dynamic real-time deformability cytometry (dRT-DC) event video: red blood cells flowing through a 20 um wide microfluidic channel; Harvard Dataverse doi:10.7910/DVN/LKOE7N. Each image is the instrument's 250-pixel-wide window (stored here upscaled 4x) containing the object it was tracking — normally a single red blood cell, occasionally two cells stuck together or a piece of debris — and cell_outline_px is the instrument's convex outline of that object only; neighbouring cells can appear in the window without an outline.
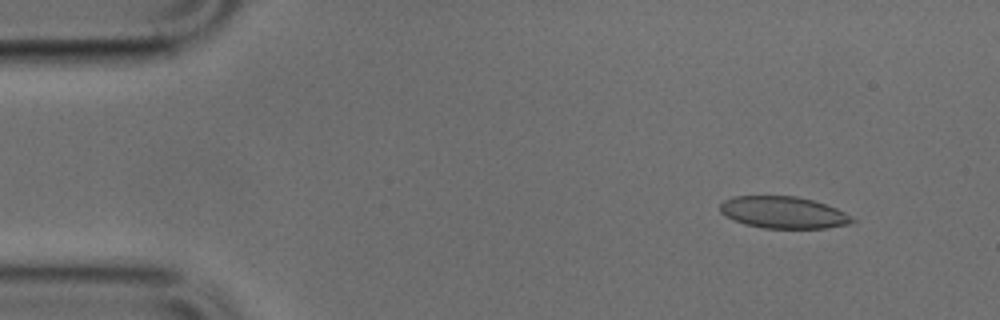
{"species": "common noctule bat (a hibernating species)", "species_latin": "Nyctalus noctula", "temperature_condition": "cold", "stored_images_in_passage": 49, "camera_frame_rate_fps": 3000, "um_per_image_px": 0.085, "animal": {"sex": "male", "body_mass_g": 17.9, "forearm_length_mm": 54.2}, "frame": {"image": 1, "passage_image": 5, "time_ms": 1.333, "image_size_px": [1000, 320], "cell_outline_px": [[856, 220], [852, 224], [828, 228], [764, 228], [744, 224], [720, 212], [720, 204], [724, 200], [732, 196], [796, 196], [812, 200], [836, 208], [852, 216]], "centroid_in_image_um": [66.62, 18.06], "position_along_channel_um": 18.4, "area_um2": 24.51}}
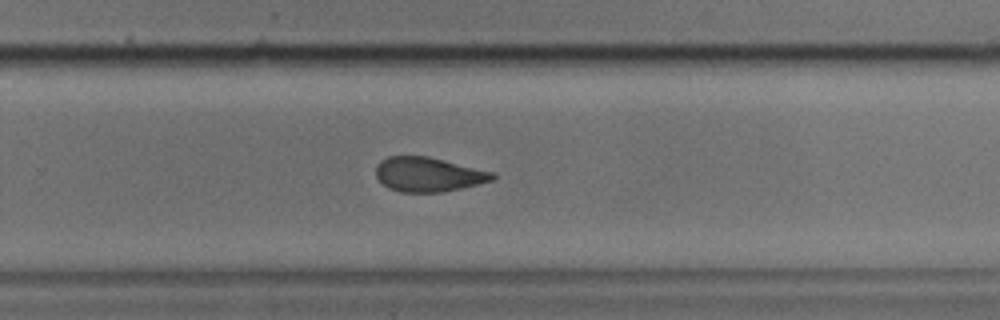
{"frame": {"image": 2, "passage_image": 32, "time_ms": 10.333, "image_size_px": [1000, 320], "cell_outline_px": [[496, 176], [492, 180], [460, 188], [440, 192], [400, 192], [388, 188], [376, 176], [376, 164], [380, 160], [388, 156], [428, 156], [496, 172]], "centroid_in_image_um": [36.4, 14.81], "position_along_channel_um": 293.4, "area_um2": 23.41}}
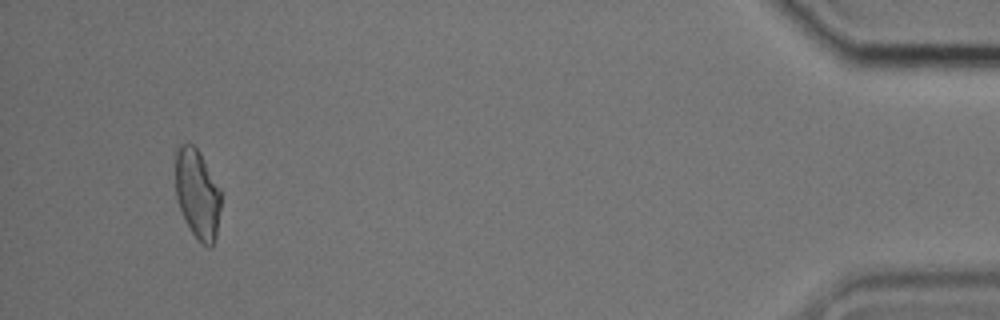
{"frame": {"image": 3, "passage_image": 47, "time_ms": 15.333, "image_size_px": [1000, 320], "cell_outline_px": [[220, 208], [216, 240], [212, 248], [208, 248], [192, 232], [184, 220], [176, 196], [176, 148], [180, 144], [192, 144], [200, 152], [220, 188]], "centroid_in_image_um": [16.79, 16.49], "position_along_channel_um": 418.4, "area_um2": 23.7}}